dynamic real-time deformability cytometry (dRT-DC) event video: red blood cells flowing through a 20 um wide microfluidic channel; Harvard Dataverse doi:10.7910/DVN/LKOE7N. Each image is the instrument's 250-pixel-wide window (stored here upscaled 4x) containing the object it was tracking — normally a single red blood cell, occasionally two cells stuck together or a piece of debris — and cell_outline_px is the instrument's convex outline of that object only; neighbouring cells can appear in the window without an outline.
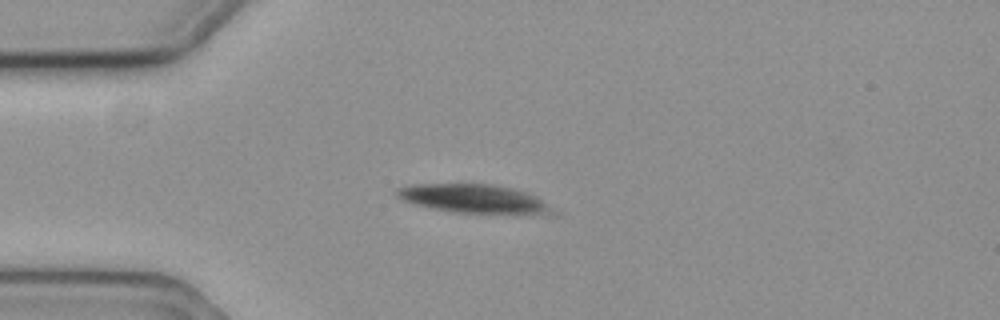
{"species": "common noctule bat (a hibernating species)", "species_latin": "Nyctalus noctula", "temperature_condition": "cold", "stored_images_in_passage": 7, "camera_frame_rate_fps": 3000, "um_per_image_px": 0.085, "animal": {"sex": "female", "body_mass_g": 19.3, "forearm_length_mm": 54.1}, "frame": {"image": 1, "passage_image": 5, "time_ms": 1.333, "image_size_px": [1000, 320], "cell_outline_px": [[560, 216], [516, 216], [452, 212], [432, 208], [416, 204], [404, 200], [396, 196], [396, 188], [412, 184], [492, 184], [512, 188], [528, 192], [536, 196], [560, 212]], "centroid_in_image_um": [40.52, 16.96], "position_along_channel_um": 44.5, "area_um2": 27.46}}